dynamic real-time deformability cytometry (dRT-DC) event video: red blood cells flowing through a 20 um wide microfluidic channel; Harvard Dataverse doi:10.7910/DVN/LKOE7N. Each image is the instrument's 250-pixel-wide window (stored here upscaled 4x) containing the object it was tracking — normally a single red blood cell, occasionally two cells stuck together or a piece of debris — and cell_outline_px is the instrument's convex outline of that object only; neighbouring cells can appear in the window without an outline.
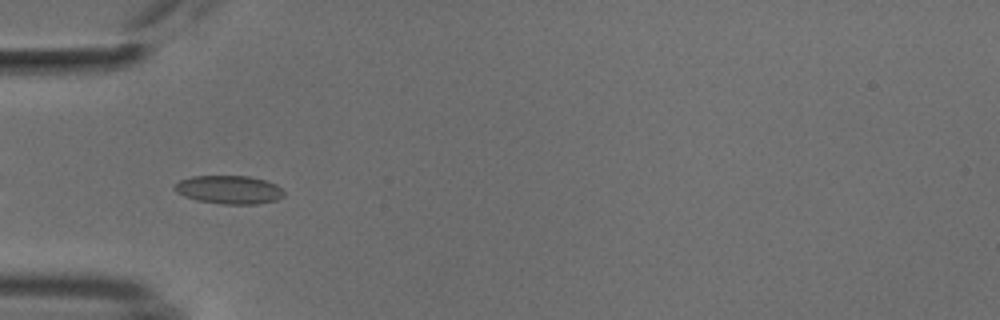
{"species": "common noctule bat (a hibernating species)", "species_latin": "Nyctalus noctula", "temperature_condition": "cold", "stored_images_in_passage": 54, "camera_frame_rate_fps": 3000, "um_per_image_px": 0.085, "animal": {"sex": "male", "body_mass_g": 18.8}, "frame": {"image": 1, "passage_image": 17, "time_ms": 5.333, "image_size_px": [1000, 320], "cell_outline_px": [[284, 196], [276, 200], [256, 204], [220, 204], [196, 200], [184, 196], [176, 192], [172, 188], [180, 180], [192, 176], [248, 176], [264, 180], [276, 184], [284, 192]], "centroid_in_image_um": [19.45, 16.13], "position_along_channel_um": 65.6, "area_um2": 18.09}}
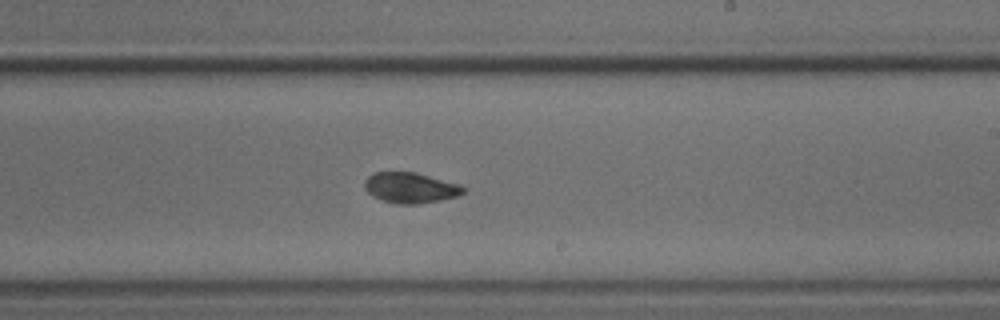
{"frame": {"image": 2, "passage_image": 32, "time_ms": 10.333, "image_size_px": [1000, 320], "cell_outline_px": [[468, 188], [464, 192], [456, 196], [440, 200], [416, 204], [396, 204], [372, 196], [364, 188], [364, 180], [368, 176], [376, 172], [416, 172], [460, 184]], "centroid_in_image_um": [34.89, 15.95], "position_along_channel_um": 254.1, "area_um2": 17.63}}
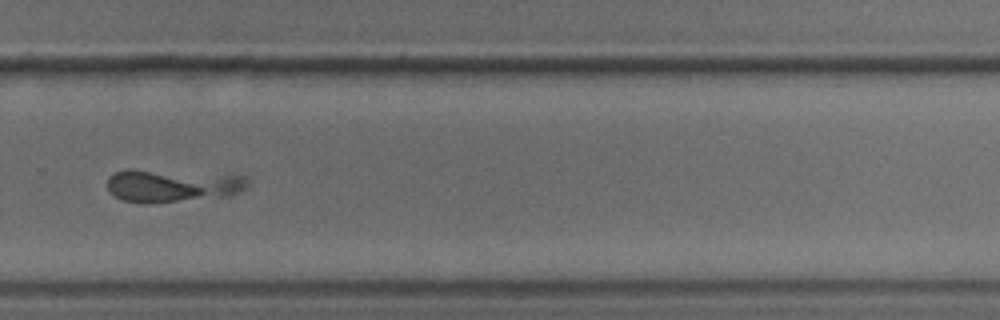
{"frame": {"image": 3, "passage_image": 37, "time_ms": 12.0, "image_size_px": [1000, 320], "cell_outline_px": [[248, 188], [244, 192], [232, 196], [176, 200], [124, 200], [116, 196], [108, 188], [108, 176], [116, 172], [128, 168], [236, 172], [248, 176]], "centroid_in_image_um": [14.89, 15.66], "position_along_channel_um": 314.9, "area_um2": 27.57}}